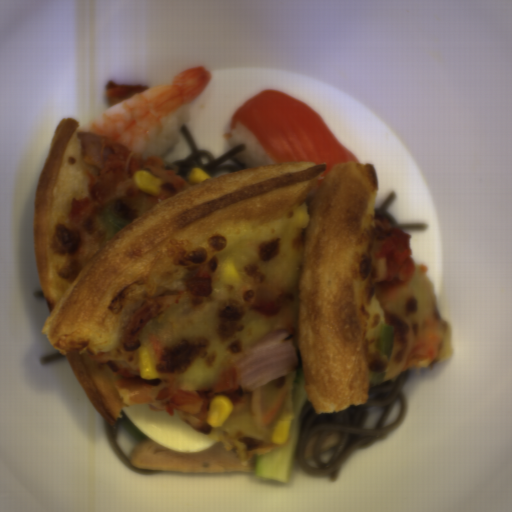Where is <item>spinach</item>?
<instances>
[{"label": "spinach", "instance_id": "obj_1", "mask_svg": "<svg viewBox=\"0 0 512 512\" xmlns=\"http://www.w3.org/2000/svg\"><path fill=\"white\" fill-rule=\"evenodd\" d=\"M118 421L123 426L129 436L134 438L137 442L144 441L146 434L142 433L134 422L129 418L124 409L118 413Z\"/></svg>", "mask_w": 512, "mask_h": 512}]
</instances>
